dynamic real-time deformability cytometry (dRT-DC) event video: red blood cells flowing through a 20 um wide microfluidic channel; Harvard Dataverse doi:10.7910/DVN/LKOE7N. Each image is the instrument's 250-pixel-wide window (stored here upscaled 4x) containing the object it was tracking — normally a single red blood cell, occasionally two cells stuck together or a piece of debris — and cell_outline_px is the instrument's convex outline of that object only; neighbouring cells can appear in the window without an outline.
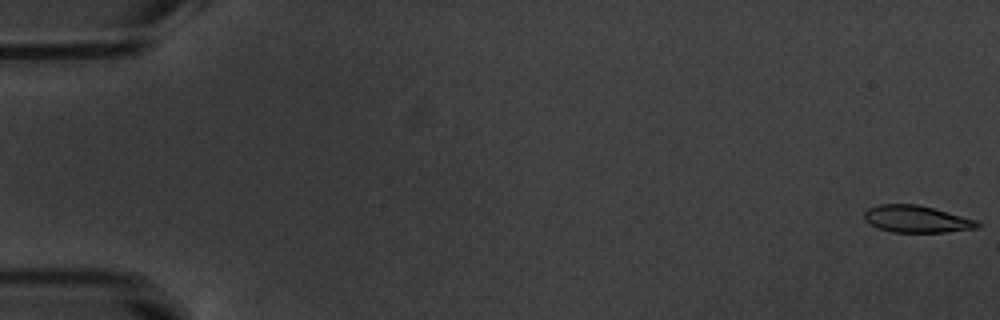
{"species": "common noctule bat (a hibernating species)", "species_latin": "Nyctalus noctula", "temperature_condition": "warm", "stored_images_in_passage": 17, "camera_frame_rate_fps": 3000, "um_per_image_px": 0.085, "animal": {"sex": "male", "body_mass_g": 20.1, "forearm_length_mm": 53.5}, "frame": {"image": 1, "passage_image": 1, "time_ms": 0.0, "image_size_px": [1000, 320], "cell_outline_px": [[980, 228], [944, 232], [892, 232], [880, 228], [864, 220], [864, 212], [868, 208], [880, 204], [916, 204], [932, 208], [976, 220], [980, 224]], "centroid_in_image_um": [77.9, 18.62], "position_along_channel_um": 7.1, "area_um2": 17.57}}
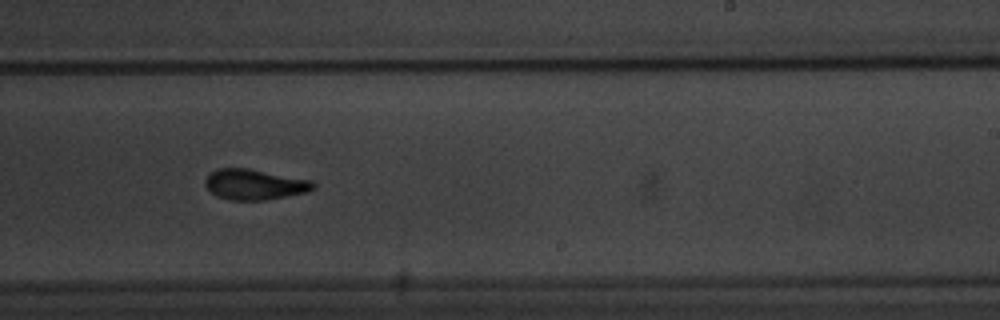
{"frame": {"image": 2, "passage_image": 11, "time_ms": 12.0, "image_size_px": [1000, 320], "cell_outline_px": [[316, 184], [312, 188], [304, 192], [264, 200], [228, 200], [216, 196], [204, 184], [204, 180], [216, 168], [248, 168], [312, 180]], "centroid_in_image_um": [21.59, 15.67], "position_along_channel_um": 267.4, "area_um2": 19.02}}
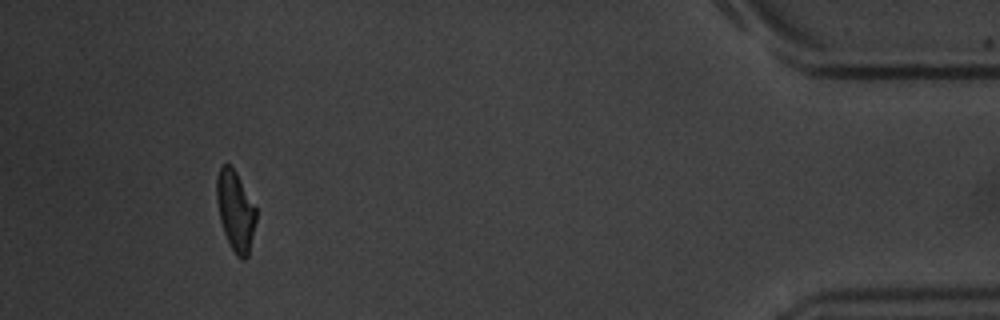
{"frame": {"image": 3, "passage_image": 16, "time_ms": 18.0, "image_size_px": [1000, 320], "cell_outline_px": [[256, 220], [248, 256], [244, 260], [240, 260], [236, 256], [228, 244], [220, 220], [216, 200], [216, 176], [220, 168], [224, 164], [228, 164], [236, 172], [256, 208]], "centroid_in_image_um": [20.0, 17.96], "position_along_channel_um": 415.2, "area_um2": 18.44}, "authors_computed_cell_mechanics": {"area_um2": 18.9006, "velocity_mm_per_s": 3.4757, "shape_relaxation_time_tau1_ms": 2.3172, "shape_relaxation_time_tau2_ms": 1.9339, "deformation_change_tau1": 0.1351, "deformation_change_tau2": 0.0623}}